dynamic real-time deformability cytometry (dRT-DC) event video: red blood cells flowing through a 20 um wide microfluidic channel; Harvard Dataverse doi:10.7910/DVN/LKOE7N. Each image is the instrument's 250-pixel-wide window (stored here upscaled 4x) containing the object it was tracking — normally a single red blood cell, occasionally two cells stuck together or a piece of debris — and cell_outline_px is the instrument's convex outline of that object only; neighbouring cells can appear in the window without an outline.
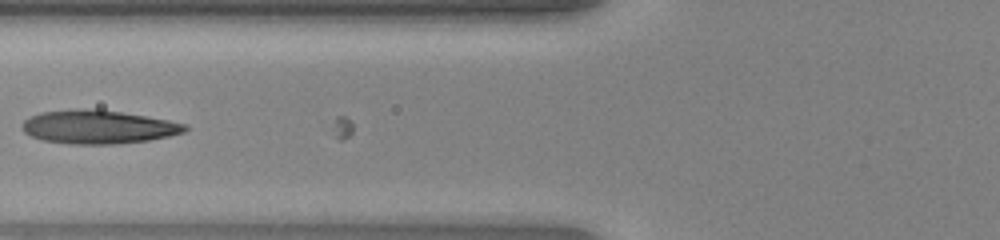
{"species": "human", "species_latin": "Homo sapiens", "temperature_condition": "warm", "stored_images_in_passage": 5, "camera_frame_rate_fps": 3000, "um_per_image_px": 0.085, "donor": {"sex": "female"}, "frame": {"image": 1, "passage_image": 4, "time_ms": 1.0, "image_size_px": [1000, 240], "cell_outline_px": [[188, 128], [184, 132], [168, 136], [148, 140], [116, 144], [68, 144], [40, 140], [24, 132], [20, 128], [20, 124], [28, 116], [40, 112], [76, 108], [88, 108], [120, 112], [168, 120], [188, 124]], "centroid_in_image_um": [8.28, 10.79], "position_along_channel_um": 117.5, "area_um2": 32.08}}